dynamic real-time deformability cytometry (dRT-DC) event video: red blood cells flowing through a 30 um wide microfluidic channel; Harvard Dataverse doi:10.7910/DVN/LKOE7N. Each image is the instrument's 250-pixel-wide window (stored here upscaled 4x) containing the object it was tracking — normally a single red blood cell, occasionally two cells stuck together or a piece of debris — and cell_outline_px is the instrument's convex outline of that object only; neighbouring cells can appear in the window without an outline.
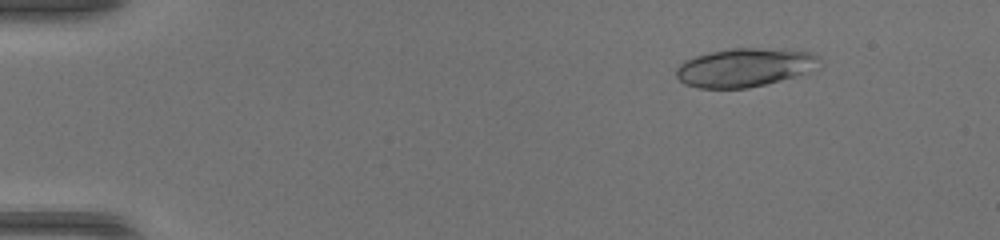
{"species": "common noctule bat (a hibernating species)", "species_latin": "Nyctalus noctula", "temperature_condition": "warm", "stored_images_in_passage": 49, "camera_frame_rate_fps": 3000, "um_per_image_px": 0.085, "animal": {"sex": "female", "body_mass_g": 17.0, "forearm_length_mm": 48.0}, "frame": {"image": 1, "passage_image": 7, "time_ms": 2.0, "image_size_px": [1000, 240], "cell_outline_px": [[824, 64], [820, 68], [808, 72], [780, 80], [748, 88], [700, 88], [684, 84], [676, 76], [676, 68], [684, 60], [696, 56], [712, 52], [732, 48], [756, 48], [812, 52], [820, 56]], "centroid_in_image_um": [63.35, 5.73], "position_along_channel_um": 21.7, "area_um2": 32.25}}